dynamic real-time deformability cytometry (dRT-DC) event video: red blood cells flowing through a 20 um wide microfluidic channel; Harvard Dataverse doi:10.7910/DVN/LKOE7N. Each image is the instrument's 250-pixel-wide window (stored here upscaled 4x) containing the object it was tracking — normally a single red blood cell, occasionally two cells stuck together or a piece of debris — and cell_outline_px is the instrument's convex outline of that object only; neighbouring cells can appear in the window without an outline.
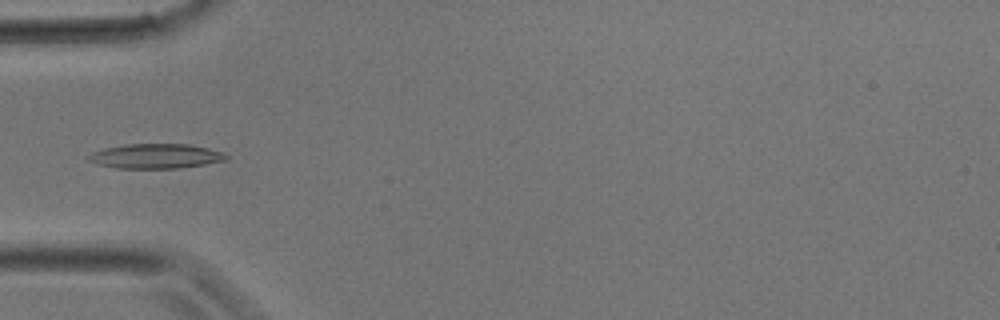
{"species": "common noctule bat (a hibernating species)", "species_latin": "Nyctalus noctula", "temperature_condition": "room temperature", "stored_images_in_passage": 2, "camera_frame_rate_fps": 3000, "um_per_image_px": 0.085, "animal": {"sex": "male", "body_mass_g": 17.9}, "frame": {"image": 1, "passage_image": 2, "time_ms": 0.333, "image_size_px": [1000, 320], "cell_outline_px": [[228, 160], [180, 168], [116, 168], [96, 164], [88, 160], [84, 156], [92, 152], [104, 148], [124, 144], [188, 144], [208, 148], [220, 152], [228, 156]], "centroid_in_image_um": [13.18, 13.27], "position_along_channel_um": 71.8, "area_um2": 19.88}}